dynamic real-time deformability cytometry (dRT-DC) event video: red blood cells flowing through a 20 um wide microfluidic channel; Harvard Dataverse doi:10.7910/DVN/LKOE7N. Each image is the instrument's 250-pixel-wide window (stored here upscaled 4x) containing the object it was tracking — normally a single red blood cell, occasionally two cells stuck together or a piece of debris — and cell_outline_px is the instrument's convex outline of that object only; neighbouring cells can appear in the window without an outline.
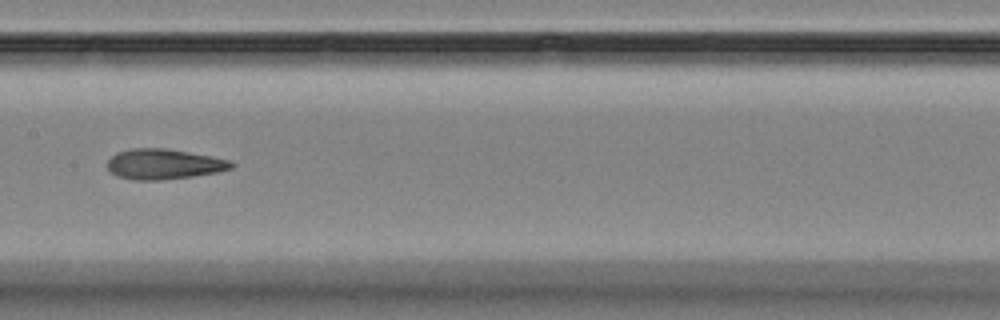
{"species": "Egyptian fruit bat (a non-hibernating species)", "species_latin": "Rousettus aegyptiacus", "temperature_condition": "room temperature", "stored_images_in_passage": 17, "camera_frame_rate_fps": 3000, "um_per_image_px": 0.085, "animal": {"sex": "female"}, "frame": {"image": 1, "passage_image": 8, "time_ms": 8.333, "image_size_px": [1000, 320], "cell_outline_px": [[236, 164], [232, 168], [216, 172], [192, 176], [160, 180], [132, 180], [116, 176], [108, 168], [108, 160], [116, 152], [132, 148], [164, 148], [188, 152], [228, 160]], "centroid_in_image_um": [13.88, 13.95], "position_along_channel_um": 193.5, "area_um2": 21.68}}
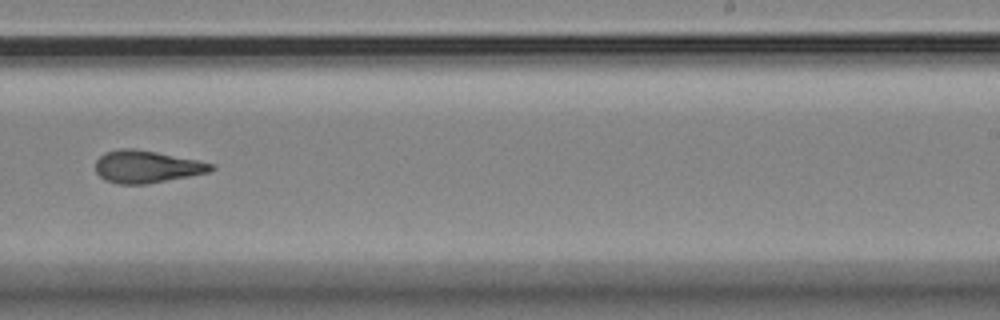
{"frame": {"image": 2, "passage_image": 10, "time_ms": 10.667, "image_size_px": [1000, 320], "cell_outline_px": [[216, 168], [208, 172], [148, 184], [120, 184], [104, 180], [96, 172], [96, 160], [104, 152], [120, 148], [136, 148], [216, 164]], "centroid_in_image_um": [12.45, 14.16], "position_along_channel_um": 276.6, "area_um2": 21.79}}
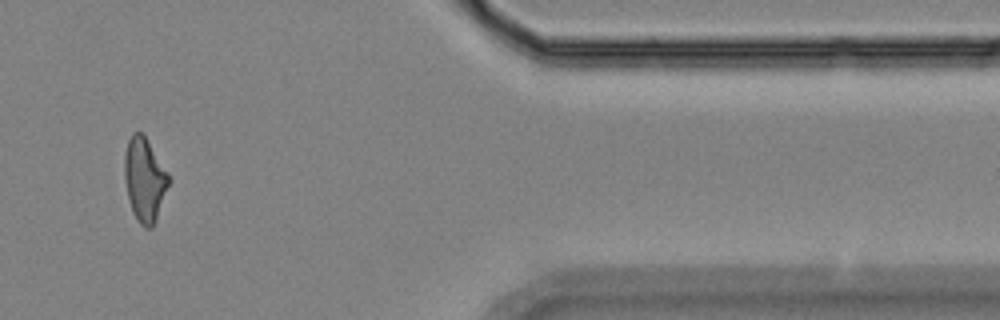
{"frame": {"image": 3, "passage_image": 14, "time_ms": 15.0, "image_size_px": [1000, 320], "cell_outline_px": [[172, 180], [156, 220], [152, 228], [144, 228], [140, 224], [132, 212], [124, 180], [124, 156], [128, 140], [132, 132], [140, 132], [144, 136], [168, 172]], "centroid_in_image_um": [12.3, 15.3], "position_along_channel_um": 399.1, "area_um2": 21.73}, "authors_computed_cell_mechanics": {"area_um2": 21.7906, "velocity_mm_per_s": 3.5846, "shape_relaxation_time_tau1_ms": 5.6643, "shape_relaxation_time_tau2_ms": 1.2879, "deformation_change_tau1": 0.1604, "deformation_change_tau2": 0.1011}}